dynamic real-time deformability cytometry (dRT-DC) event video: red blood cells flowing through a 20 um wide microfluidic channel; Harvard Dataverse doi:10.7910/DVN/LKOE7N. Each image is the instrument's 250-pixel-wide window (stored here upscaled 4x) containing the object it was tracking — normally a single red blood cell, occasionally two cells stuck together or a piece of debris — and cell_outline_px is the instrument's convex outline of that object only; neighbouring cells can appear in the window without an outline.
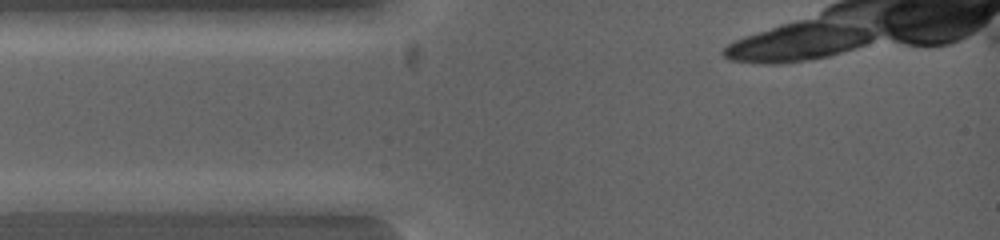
{"species": "common noctule bat (a hibernating species)", "species_latin": "Nyctalus noctula", "temperature_condition": "warm", "stored_images_in_passage": 5, "segment_of_instrument_passage": [1, 2], "camera_frame_rate_fps": 5000, "um_per_image_px": 0.085, "animal": {"sex": "female", "body_mass_g": 19.0, "forearm_length_mm": 53.3}, "frame": {"image": 1, "passage_image": 1, "time_ms": 0.0, "image_size_px": [1000, 240], "cell_outline_px": [[120, 200], [112, 212], [16, 212], [12, 200], [68, 192], [96, 192]], "centroid_in_image_um": [5.72, 17.26], "position_along_channel_um": 79.3, "area_um2": 12.77}}